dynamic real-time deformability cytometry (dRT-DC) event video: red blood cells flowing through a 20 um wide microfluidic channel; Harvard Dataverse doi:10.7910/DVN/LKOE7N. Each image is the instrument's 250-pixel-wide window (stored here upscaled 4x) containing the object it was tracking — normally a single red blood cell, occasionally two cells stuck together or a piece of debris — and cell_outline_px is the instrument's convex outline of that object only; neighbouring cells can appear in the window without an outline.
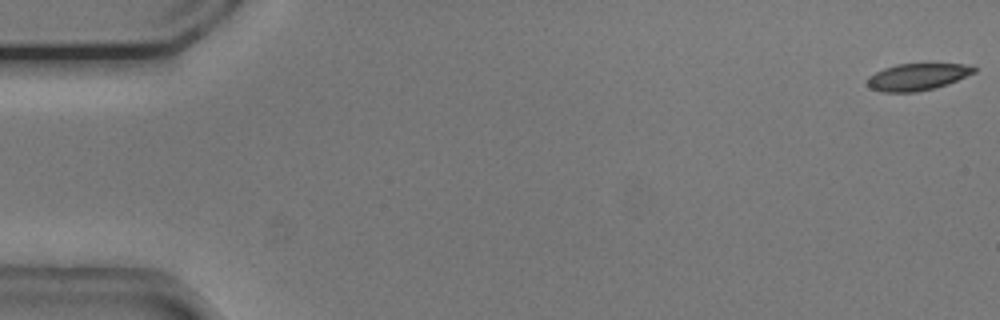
{"species": "common noctule bat (a hibernating species)", "species_latin": "Nyctalus noctula", "temperature_condition": "cold", "stored_images_in_passage": 44, "camera_frame_rate_fps": 3000, "um_per_image_px": 0.085, "animal": {"sex": "male", "body_mass_g": 20.5, "forearm_length_mm": 52.5}, "frame": {"image": 1, "passage_image": 1, "time_ms": 0.0, "image_size_px": [1000, 320], "cell_outline_px": [[976, 72], [948, 84], [916, 92], [884, 92], [872, 88], [868, 84], [868, 76], [884, 68], [896, 64], [964, 64], [976, 68]], "centroid_in_image_um": [77.98, 6.53], "position_along_channel_um": 7.0, "area_um2": 16.47}}
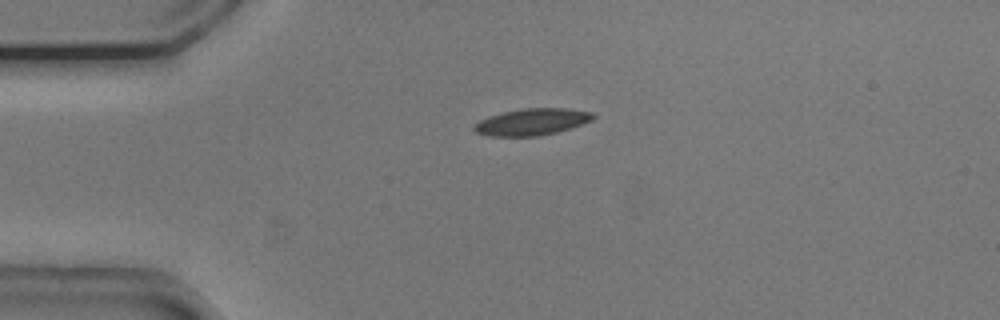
{"frame": {"image": 2, "passage_image": 13, "time_ms": 4.0, "image_size_px": [1000, 320], "cell_outline_px": [[596, 116], [592, 120], [556, 132], [540, 136], [488, 136], [476, 132], [472, 128], [472, 124], [488, 116], [520, 108], [564, 108], [592, 112]], "centroid_in_image_um": [45.16, 10.36], "position_along_channel_um": 39.8, "area_um2": 18.5}}
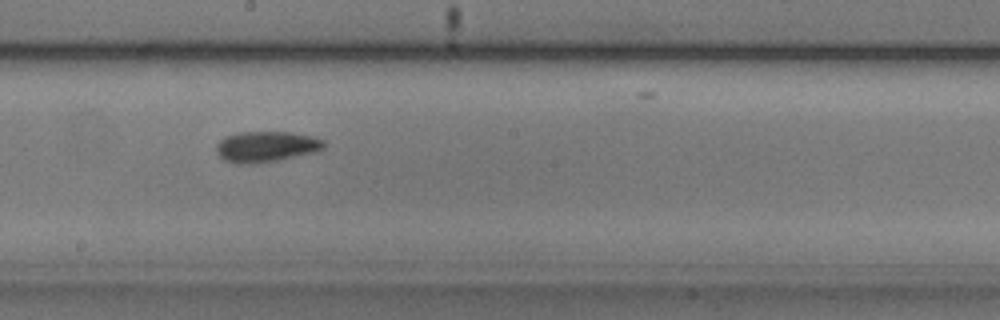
{"frame": {"image": 3, "passage_image": 30, "time_ms": 9.667, "image_size_px": [1000, 320], "cell_outline_px": [[324, 148], [316, 152], [280, 160], [256, 164], [236, 164], [224, 160], [216, 152], [216, 144], [224, 136], [240, 132], [288, 132], [312, 136], [324, 140]], "centroid_in_image_um": [22.6, 12.48], "position_along_channel_um": 225.6, "area_um2": 19.54}}